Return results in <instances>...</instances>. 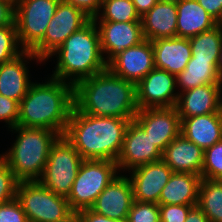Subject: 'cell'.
<instances>
[{
	"instance_id": "cb8c5ba5",
	"label": "cell",
	"mask_w": 222,
	"mask_h": 222,
	"mask_svg": "<svg viewBox=\"0 0 222 222\" xmlns=\"http://www.w3.org/2000/svg\"><path fill=\"white\" fill-rule=\"evenodd\" d=\"M201 175L173 172L163 187L159 205H197Z\"/></svg>"
},
{
	"instance_id": "8d00e7d4",
	"label": "cell",
	"mask_w": 222,
	"mask_h": 222,
	"mask_svg": "<svg viewBox=\"0 0 222 222\" xmlns=\"http://www.w3.org/2000/svg\"><path fill=\"white\" fill-rule=\"evenodd\" d=\"M65 3L71 4L81 10L91 20L98 22L100 19V11L102 0H61Z\"/></svg>"
},
{
	"instance_id": "bcb514c9",
	"label": "cell",
	"mask_w": 222,
	"mask_h": 222,
	"mask_svg": "<svg viewBox=\"0 0 222 222\" xmlns=\"http://www.w3.org/2000/svg\"><path fill=\"white\" fill-rule=\"evenodd\" d=\"M162 1H167V2H170V3H175V4H177V3H179V2H181V1H183V0H162Z\"/></svg>"
},
{
	"instance_id": "60d3db41",
	"label": "cell",
	"mask_w": 222,
	"mask_h": 222,
	"mask_svg": "<svg viewBox=\"0 0 222 222\" xmlns=\"http://www.w3.org/2000/svg\"><path fill=\"white\" fill-rule=\"evenodd\" d=\"M185 222H209V220L203 211L196 205L189 210Z\"/></svg>"
},
{
	"instance_id": "ac0fdd59",
	"label": "cell",
	"mask_w": 222,
	"mask_h": 222,
	"mask_svg": "<svg viewBox=\"0 0 222 222\" xmlns=\"http://www.w3.org/2000/svg\"><path fill=\"white\" fill-rule=\"evenodd\" d=\"M220 84H207L178 93L176 109L180 117L222 113Z\"/></svg>"
},
{
	"instance_id": "d4e9b609",
	"label": "cell",
	"mask_w": 222,
	"mask_h": 222,
	"mask_svg": "<svg viewBox=\"0 0 222 222\" xmlns=\"http://www.w3.org/2000/svg\"><path fill=\"white\" fill-rule=\"evenodd\" d=\"M176 7L179 38H191L216 26V20L196 0H183Z\"/></svg>"
},
{
	"instance_id": "4fadbf2b",
	"label": "cell",
	"mask_w": 222,
	"mask_h": 222,
	"mask_svg": "<svg viewBox=\"0 0 222 222\" xmlns=\"http://www.w3.org/2000/svg\"><path fill=\"white\" fill-rule=\"evenodd\" d=\"M162 154L143 128L135 120H131L126 128L123 147L116 163L119 171L132 170L161 160Z\"/></svg>"
},
{
	"instance_id": "e0dca14e",
	"label": "cell",
	"mask_w": 222,
	"mask_h": 222,
	"mask_svg": "<svg viewBox=\"0 0 222 222\" xmlns=\"http://www.w3.org/2000/svg\"><path fill=\"white\" fill-rule=\"evenodd\" d=\"M133 201V189L129 178L118 175L98 195L91 209L111 219L127 220Z\"/></svg>"
},
{
	"instance_id": "44dd1931",
	"label": "cell",
	"mask_w": 222,
	"mask_h": 222,
	"mask_svg": "<svg viewBox=\"0 0 222 222\" xmlns=\"http://www.w3.org/2000/svg\"><path fill=\"white\" fill-rule=\"evenodd\" d=\"M24 56V57H23ZM27 59L37 58L32 51H24L13 60L0 64V95L13 99L20 103L31 86V80L26 64Z\"/></svg>"
},
{
	"instance_id": "8992f818",
	"label": "cell",
	"mask_w": 222,
	"mask_h": 222,
	"mask_svg": "<svg viewBox=\"0 0 222 222\" xmlns=\"http://www.w3.org/2000/svg\"><path fill=\"white\" fill-rule=\"evenodd\" d=\"M115 161L83 160L67 198L72 211L90 209L98 195L118 175Z\"/></svg>"
},
{
	"instance_id": "f1b7e54d",
	"label": "cell",
	"mask_w": 222,
	"mask_h": 222,
	"mask_svg": "<svg viewBox=\"0 0 222 222\" xmlns=\"http://www.w3.org/2000/svg\"><path fill=\"white\" fill-rule=\"evenodd\" d=\"M100 21L141 22L131 0H102Z\"/></svg>"
},
{
	"instance_id": "7bdbcfd3",
	"label": "cell",
	"mask_w": 222,
	"mask_h": 222,
	"mask_svg": "<svg viewBox=\"0 0 222 222\" xmlns=\"http://www.w3.org/2000/svg\"><path fill=\"white\" fill-rule=\"evenodd\" d=\"M58 222H82L79 212L73 211L65 219Z\"/></svg>"
},
{
	"instance_id": "1f68e13d",
	"label": "cell",
	"mask_w": 222,
	"mask_h": 222,
	"mask_svg": "<svg viewBox=\"0 0 222 222\" xmlns=\"http://www.w3.org/2000/svg\"><path fill=\"white\" fill-rule=\"evenodd\" d=\"M159 204L152 202L133 201L128 213L127 222H159Z\"/></svg>"
},
{
	"instance_id": "ffe728a7",
	"label": "cell",
	"mask_w": 222,
	"mask_h": 222,
	"mask_svg": "<svg viewBox=\"0 0 222 222\" xmlns=\"http://www.w3.org/2000/svg\"><path fill=\"white\" fill-rule=\"evenodd\" d=\"M204 150L180 134L162 154V160L173 172L201 175Z\"/></svg>"
},
{
	"instance_id": "ba28073f",
	"label": "cell",
	"mask_w": 222,
	"mask_h": 222,
	"mask_svg": "<svg viewBox=\"0 0 222 222\" xmlns=\"http://www.w3.org/2000/svg\"><path fill=\"white\" fill-rule=\"evenodd\" d=\"M16 199L29 222H58L73 212L67 198L56 195L39 181L19 182Z\"/></svg>"
},
{
	"instance_id": "30bf717a",
	"label": "cell",
	"mask_w": 222,
	"mask_h": 222,
	"mask_svg": "<svg viewBox=\"0 0 222 222\" xmlns=\"http://www.w3.org/2000/svg\"><path fill=\"white\" fill-rule=\"evenodd\" d=\"M91 19L75 6L60 1L44 38L31 50L41 61L48 60L63 42Z\"/></svg>"
},
{
	"instance_id": "7c38bea8",
	"label": "cell",
	"mask_w": 222,
	"mask_h": 222,
	"mask_svg": "<svg viewBox=\"0 0 222 222\" xmlns=\"http://www.w3.org/2000/svg\"><path fill=\"white\" fill-rule=\"evenodd\" d=\"M134 120L162 153L180 135L181 119L176 107L139 109Z\"/></svg>"
},
{
	"instance_id": "f546056e",
	"label": "cell",
	"mask_w": 222,
	"mask_h": 222,
	"mask_svg": "<svg viewBox=\"0 0 222 222\" xmlns=\"http://www.w3.org/2000/svg\"><path fill=\"white\" fill-rule=\"evenodd\" d=\"M20 47L15 21L9 26L0 27V64L18 57L24 52Z\"/></svg>"
},
{
	"instance_id": "e575fe53",
	"label": "cell",
	"mask_w": 222,
	"mask_h": 222,
	"mask_svg": "<svg viewBox=\"0 0 222 222\" xmlns=\"http://www.w3.org/2000/svg\"><path fill=\"white\" fill-rule=\"evenodd\" d=\"M196 205H159L161 222H185L189 210Z\"/></svg>"
},
{
	"instance_id": "3957f363",
	"label": "cell",
	"mask_w": 222,
	"mask_h": 222,
	"mask_svg": "<svg viewBox=\"0 0 222 222\" xmlns=\"http://www.w3.org/2000/svg\"><path fill=\"white\" fill-rule=\"evenodd\" d=\"M131 120L87 115L73 107L64 136L84 160L116 162Z\"/></svg>"
},
{
	"instance_id": "5bb4252c",
	"label": "cell",
	"mask_w": 222,
	"mask_h": 222,
	"mask_svg": "<svg viewBox=\"0 0 222 222\" xmlns=\"http://www.w3.org/2000/svg\"><path fill=\"white\" fill-rule=\"evenodd\" d=\"M96 25H99L101 52L108 54L104 60L107 65L124 50L144 40L141 22L99 21Z\"/></svg>"
},
{
	"instance_id": "c3c4849f",
	"label": "cell",
	"mask_w": 222,
	"mask_h": 222,
	"mask_svg": "<svg viewBox=\"0 0 222 222\" xmlns=\"http://www.w3.org/2000/svg\"><path fill=\"white\" fill-rule=\"evenodd\" d=\"M220 109L222 110V97H220Z\"/></svg>"
},
{
	"instance_id": "74e56055",
	"label": "cell",
	"mask_w": 222,
	"mask_h": 222,
	"mask_svg": "<svg viewBox=\"0 0 222 222\" xmlns=\"http://www.w3.org/2000/svg\"><path fill=\"white\" fill-rule=\"evenodd\" d=\"M15 5L8 0H0V27L14 22Z\"/></svg>"
},
{
	"instance_id": "484cf974",
	"label": "cell",
	"mask_w": 222,
	"mask_h": 222,
	"mask_svg": "<svg viewBox=\"0 0 222 222\" xmlns=\"http://www.w3.org/2000/svg\"><path fill=\"white\" fill-rule=\"evenodd\" d=\"M218 64L219 60H196L191 56L185 69L176 76L177 84L182 87L181 92L201 85L220 84Z\"/></svg>"
},
{
	"instance_id": "83f0119b",
	"label": "cell",
	"mask_w": 222,
	"mask_h": 222,
	"mask_svg": "<svg viewBox=\"0 0 222 222\" xmlns=\"http://www.w3.org/2000/svg\"><path fill=\"white\" fill-rule=\"evenodd\" d=\"M191 55L196 60H220L222 30L215 26L197 36L189 38Z\"/></svg>"
},
{
	"instance_id": "ab89813d",
	"label": "cell",
	"mask_w": 222,
	"mask_h": 222,
	"mask_svg": "<svg viewBox=\"0 0 222 222\" xmlns=\"http://www.w3.org/2000/svg\"><path fill=\"white\" fill-rule=\"evenodd\" d=\"M215 20L222 12V0H196Z\"/></svg>"
},
{
	"instance_id": "7a4b0ae2",
	"label": "cell",
	"mask_w": 222,
	"mask_h": 222,
	"mask_svg": "<svg viewBox=\"0 0 222 222\" xmlns=\"http://www.w3.org/2000/svg\"><path fill=\"white\" fill-rule=\"evenodd\" d=\"M74 107V86L51 77L43 83L32 82L19 103L17 126L49 129L65 134Z\"/></svg>"
},
{
	"instance_id": "52a82bcc",
	"label": "cell",
	"mask_w": 222,
	"mask_h": 222,
	"mask_svg": "<svg viewBox=\"0 0 222 222\" xmlns=\"http://www.w3.org/2000/svg\"><path fill=\"white\" fill-rule=\"evenodd\" d=\"M84 159L63 135L52 145L39 182L56 195L68 198Z\"/></svg>"
},
{
	"instance_id": "4316f807",
	"label": "cell",
	"mask_w": 222,
	"mask_h": 222,
	"mask_svg": "<svg viewBox=\"0 0 222 222\" xmlns=\"http://www.w3.org/2000/svg\"><path fill=\"white\" fill-rule=\"evenodd\" d=\"M197 206L209 222H222V180L201 179Z\"/></svg>"
},
{
	"instance_id": "836d02e7",
	"label": "cell",
	"mask_w": 222,
	"mask_h": 222,
	"mask_svg": "<svg viewBox=\"0 0 222 222\" xmlns=\"http://www.w3.org/2000/svg\"><path fill=\"white\" fill-rule=\"evenodd\" d=\"M0 222H29L19 201L15 198L0 205Z\"/></svg>"
},
{
	"instance_id": "6da1fadb",
	"label": "cell",
	"mask_w": 222,
	"mask_h": 222,
	"mask_svg": "<svg viewBox=\"0 0 222 222\" xmlns=\"http://www.w3.org/2000/svg\"><path fill=\"white\" fill-rule=\"evenodd\" d=\"M74 107L87 115L134 119L139 111L136 84L107 67L74 86Z\"/></svg>"
},
{
	"instance_id": "ee69618b",
	"label": "cell",
	"mask_w": 222,
	"mask_h": 222,
	"mask_svg": "<svg viewBox=\"0 0 222 222\" xmlns=\"http://www.w3.org/2000/svg\"><path fill=\"white\" fill-rule=\"evenodd\" d=\"M218 72L221 76L220 85H221V89H222V51H221L220 60H219V64H218Z\"/></svg>"
},
{
	"instance_id": "f6af8a7d",
	"label": "cell",
	"mask_w": 222,
	"mask_h": 222,
	"mask_svg": "<svg viewBox=\"0 0 222 222\" xmlns=\"http://www.w3.org/2000/svg\"><path fill=\"white\" fill-rule=\"evenodd\" d=\"M216 26L219 27L222 30V12L216 20Z\"/></svg>"
},
{
	"instance_id": "7dc6e473",
	"label": "cell",
	"mask_w": 222,
	"mask_h": 222,
	"mask_svg": "<svg viewBox=\"0 0 222 222\" xmlns=\"http://www.w3.org/2000/svg\"><path fill=\"white\" fill-rule=\"evenodd\" d=\"M8 1H10L11 3H13L15 5L18 0H8Z\"/></svg>"
},
{
	"instance_id": "d590c367",
	"label": "cell",
	"mask_w": 222,
	"mask_h": 222,
	"mask_svg": "<svg viewBox=\"0 0 222 222\" xmlns=\"http://www.w3.org/2000/svg\"><path fill=\"white\" fill-rule=\"evenodd\" d=\"M19 118V103L0 95V120H4L9 128L17 126Z\"/></svg>"
},
{
	"instance_id": "d6a6232c",
	"label": "cell",
	"mask_w": 222,
	"mask_h": 222,
	"mask_svg": "<svg viewBox=\"0 0 222 222\" xmlns=\"http://www.w3.org/2000/svg\"><path fill=\"white\" fill-rule=\"evenodd\" d=\"M19 182L8 164L0 157V205L16 198Z\"/></svg>"
},
{
	"instance_id": "9a60e30c",
	"label": "cell",
	"mask_w": 222,
	"mask_h": 222,
	"mask_svg": "<svg viewBox=\"0 0 222 222\" xmlns=\"http://www.w3.org/2000/svg\"><path fill=\"white\" fill-rule=\"evenodd\" d=\"M129 180L135 201L159 202L163 187L168 183L173 171L161 159L131 170Z\"/></svg>"
},
{
	"instance_id": "b9f144b4",
	"label": "cell",
	"mask_w": 222,
	"mask_h": 222,
	"mask_svg": "<svg viewBox=\"0 0 222 222\" xmlns=\"http://www.w3.org/2000/svg\"><path fill=\"white\" fill-rule=\"evenodd\" d=\"M135 6L136 12L142 17L148 12L159 0H131Z\"/></svg>"
},
{
	"instance_id": "2e32d148",
	"label": "cell",
	"mask_w": 222,
	"mask_h": 222,
	"mask_svg": "<svg viewBox=\"0 0 222 222\" xmlns=\"http://www.w3.org/2000/svg\"><path fill=\"white\" fill-rule=\"evenodd\" d=\"M107 67L116 75L137 84L155 68L153 46L144 39L117 55Z\"/></svg>"
},
{
	"instance_id": "8fae6325",
	"label": "cell",
	"mask_w": 222,
	"mask_h": 222,
	"mask_svg": "<svg viewBox=\"0 0 222 222\" xmlns=\"http://www.w3.org/2000/svg\"><path fill=\"white\" fill-rule=\"evenodd\" d=\"M176 76L166 70L154 68L136 84L139 109L175 107L178 92L174 93Z\"/></svg>"
},
{
	"instance_id": "277c9868",
	"label": "cell",
	"mask_w": 222,
	"mask_h": 222,
	"mask_svg": "<svg viewBox=\"0 0 222 222\" xmlns=\"http://www.w3.org/2000/svg\"><path fill=\"white\" fill-rule=\"evenodd\" d=\"M53 54H58V61L51 77L72 86L107 68L94 20H90L80 30L71 34Z\"/></svg>"
},
{
	"instance_id": "5b68a950",
	"label": "cell",
	"mask_w": 222,
	"mask_h": 222,
	"mask_svg": "<svg viewBox=\"0 0 222 222\" xmlns=\"http://www.w3.org/2000/svg\"><path fill=\"white\" fill-rule=\"evenodd\" d=\"M17 139L9 152L0 157L20 181H38L43 175L50 149L61 136L49 129L15 126Z\"/></svg>"
},
{
	"instance_id": "7402d4cb",
	"label": "cell",
	"mask_w": 222,
	"mask_h": 222,
	"mask_svg": "<svg viewBox=\"0 0 222 222\" xmlns=\"http://www.w3.org/2000/svg\"><path fill=\"white\" fill-rule=\"evenodd\" d=\"M180 134L204 151L222 140V113L180 117Z\"/></svg>"
},
{
	"instance_id": "9c48e42d",
	"label": "cell",
	"mask_w": 222,
	"mask_h": 222,
	"mask_svg": "<svg viewBox=\"0 0 222 222\" xmlns=\"http://www.w3.org/2000/svg\"><path fill=\"white\" fill-rule=\"evenodd\" d=\"M61 0H18L14 21L21 49L31 51L43 38Z\"/></svg>"
},
{
	"instance_id": "f35d334b",
	"label": "cell",
	"mask_w": 222,
	"mask_h": 222,
	"mask_svg": "<svg viewBox=\"0 0 222 222\" xmlns=\"http://www.w3.org/2000/svg\"><path fill=\"white\" fill-rule=\"evenodd\" d=\"M82 222H127V220L111 219L90 209L78 211Z\"/></svg>"
},
{
	"instance_id": "d6986e66",
	"label": "cell",
	"mask_w": 222,
	"mask_h": 222,
	"mask_svg": "<svg viewBox=\"0 0 222 222\" xmlns=\"http://www.w3.org/2000/svg\"><path fill=\"white\" fill-rule=\"evenodd\" d=\"M155 68L177 76L191 59L189 38H159L151 41Z\"/></svg>"
},
{
	"instance_id": "4dcf8cb0",
	"label": "cell",
	"mask_w": 222,
	"mask_h": 222,
	"mask_svg": "<svg viewBox=\"0 0 222 222\" xmlns=\"http://www.w3.org/2000/svg\"><path fill=\"white\" fill-rule=\"evenodd\" d=\"M201 177L222 180V140L204 151Z\"/></svg>"
},
{
	"instance_id": "603a6c76",
	"label": "cell",
	"mask_w": 222,
	"mask_h": 222,
	"mask_svg": "<svg viewBox=\"0 0 222 222\" xmlns=\"http://www.w3.org/2000/svg\"><path fill=\"white\" fill-rule=\"evenodd\" d=\"M144 39L177 37V7L175 3L159 0L141 17Z\"/></svg>"
}]
</instances>
